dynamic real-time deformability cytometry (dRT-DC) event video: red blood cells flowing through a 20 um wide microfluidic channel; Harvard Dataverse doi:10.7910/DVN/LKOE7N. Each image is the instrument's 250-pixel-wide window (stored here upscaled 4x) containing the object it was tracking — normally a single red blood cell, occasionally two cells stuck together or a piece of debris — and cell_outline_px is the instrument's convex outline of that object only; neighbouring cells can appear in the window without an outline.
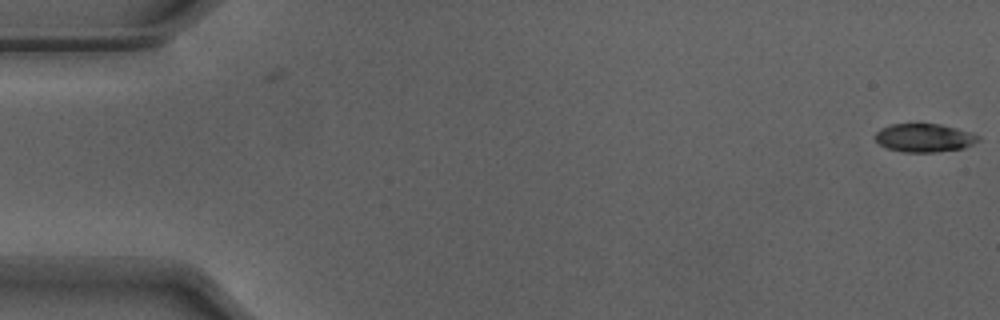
{"species": "Egyptian fruit bat (a non-hibernating species)", "species_latin": "Rousettus aegyptiacus", "temperature_condition": "warm", "stored_images_in_passage": 3, "camera_frame_rate_fps": 3000, "um_per_image_px": 0.085, "animal": {"sex": "male"}, "frame": {"image": 1, "passage_image": 3, "time_ms": 0.667, "image_size_px": [1000, 320], "cell_outline_px": [[980, 140], [964, 148], [936, 152], [904, 152], [888, 148], [880, 144], [876, 140], [876, 132], [880, 128], [892, 124], [940, 124], [968, 132], [980, 136]], "centroid_in_image_um": [78.56, 11.72], "position_along_channel_um": 6.4, "area_um2": 16.82}}